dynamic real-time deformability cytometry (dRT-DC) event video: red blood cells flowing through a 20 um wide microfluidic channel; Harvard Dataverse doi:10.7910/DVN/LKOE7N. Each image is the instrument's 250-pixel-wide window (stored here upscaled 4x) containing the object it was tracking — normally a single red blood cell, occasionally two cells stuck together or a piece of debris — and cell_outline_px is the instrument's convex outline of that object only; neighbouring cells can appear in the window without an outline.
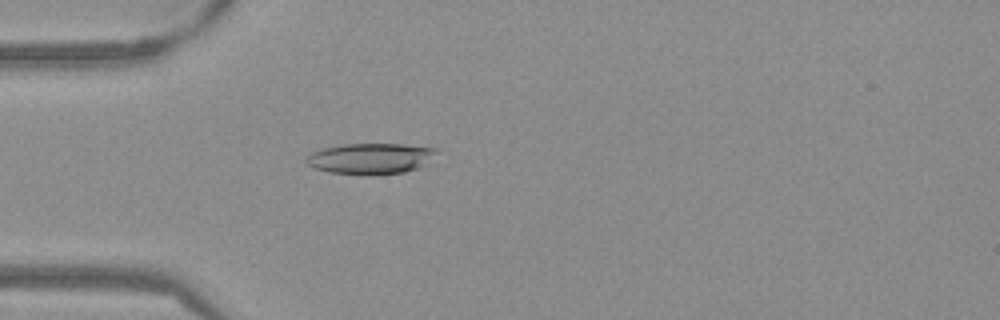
{"species": "Egyptian fruit bat (a non-hibernating species)", "species_latin": "Rousettus aegyptiacus", "temperature_condition": "warm", "stored_images_in_passage": 42, "camera_frame_rate_fps": 3000, "um_per_image_px": 0.085, "frame": {"image": 1, "passage_image": 5, "time_ms": 1.333, "image_size_px": [1000, 320], "cell_outline_px": [[436, 152], [428, 164], [404, 172], [368, 176], [328, 172], [312, 168], [304, 160], [312, 152], [324, 148], [344, 144], [400, 144], [436, 148]], "centroid_in_image_um": [31.47, 13.49], "position_along_channel_um": 53.5, "area_um2": 23.58}}
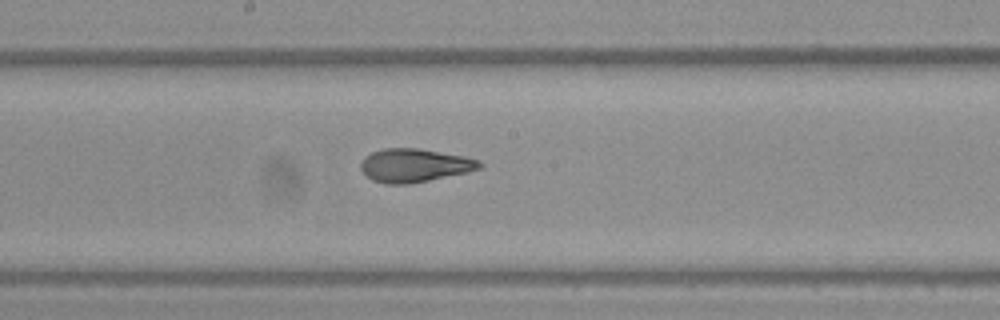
{"frame": {"image": 2, "passage_image": 18, "time_ms": 5.667, "image_size_px": [1000, 320], "cell_outline_px": [[484, 164], [480, 168], [468, 172], [408, 184], [384, 184], [372, 180], [360, 168], [360, 164], [364, 156], [372, 152], [384, 148], [416, 148], [464, 156], [480, 160]], "centroid_in_image_um": [35.22, 14.05], "position_along_channel_um": 213.0, "area_um2": 23.06}}
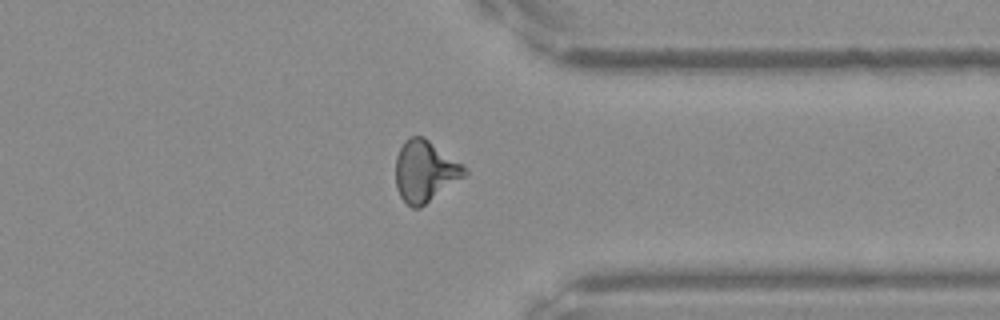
{"frame": {"image": 3, "passage_image": 31, "time_ms": 10.0, "image_size_px": [1000, 320], "cell_outline_px": [[468, 172], [464, 176], [420, 208], [412, 208], [400, 196], [396, 188], [396, 156], [404, 140], [408, 136], [424, 136], [464, 164], [468, 168]], "centroid_in_image_um": [36.13, 14.52], "position_along_channel_um": 375.3, "area_um2": 24.74}, "authors_computed_cell_mechanics": {"area_um2": 23.4668, "velocity_mm_per_s": 3.8496, "shape_relaxation_time_tau1_ms": null, "shape_relaxation_time_tau2_ms": 1.448, "deformation_change_tau1": null, "deformation_change_tau2": 0.0907}}